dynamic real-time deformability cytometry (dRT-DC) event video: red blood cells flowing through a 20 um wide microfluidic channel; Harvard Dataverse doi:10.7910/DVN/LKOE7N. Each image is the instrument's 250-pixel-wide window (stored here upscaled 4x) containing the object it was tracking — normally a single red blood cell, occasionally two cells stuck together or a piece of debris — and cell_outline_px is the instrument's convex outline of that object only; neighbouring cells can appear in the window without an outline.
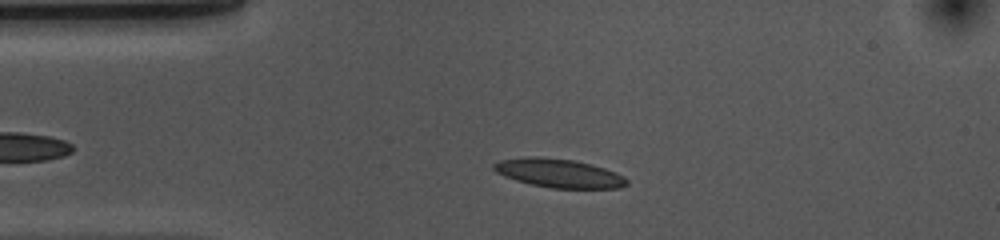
{"species": "common noctule bat (a hibernating species)", "species_latin": "Nyctalus noctula", "temperature_condition": "cold", "stored_images_in_passage": 40, "camera_frame_rate_fps": 3000, "um_per_image_px": 0.085, "animal": {"sex": "female", "body_mass_g": 10.0, "forearm_length_mm": 53.1}, "frame": {"image": 1, "passage_image": 8, "time_ms": 2.333, "image_size_px": [1000, 240], "cell_outline_px": [[628, 184], [620, 188], [552, 188], [532, 184], [516, 180], [504, 176], [496, 172], [492, 168], [492, 164], [500, 160], [524, 156], [536, 156], [572, 160], [592, 164], [616, 172], [624, 176], [628, 180]], "centroid_in_image_um": [47.49, 14.71], "position_along_channel_um": 37.5, "area_um2": 22.31}}
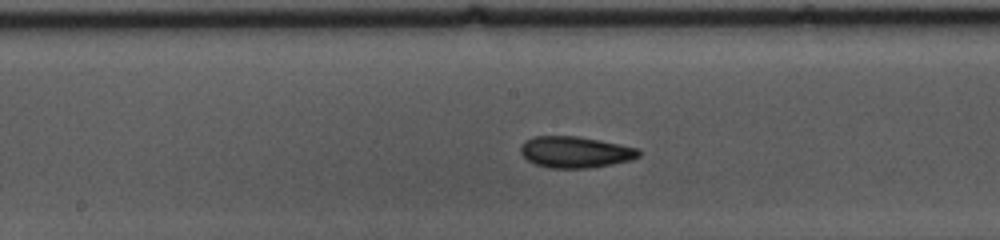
{"frame": {"image": 2, "passage_image": 23, "time_ms": 7.333, "image_size_px": [1000, 240], "cell_outline_px": [[640, 156], [632, 160], [612, 164], [588, 168], [548, 168], [536, 164], [528, 160], [520, 152], [520, 148], [524, 140], [532, 136], [576, 136], [600, 140], [640, 148]], "centroid_in_image_um": [48.91, 12.92], "position_along_channel_um": 199.3, "area_um2": 21.73}}
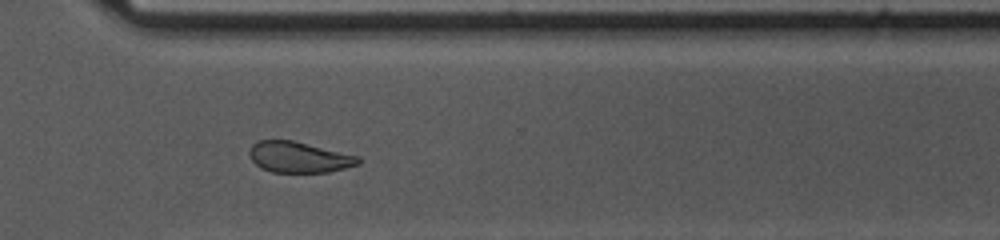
{"frame": {"image": 3, "passage_image": 35, "time_ms": 11.333, "image_size_px": [1000, 240], "cell_outline_px": [[360, 164], [328, 172], [272, 172], [260, 168], [252, 160], [248, 152], [252, 144], [256, 140], [292, 140], [360, 156]], "centroid_in_image_um": [25.39, 13.35], "position_along_channel_um": 345.2, "area_um2": 19.65}, "authors_computed_cell_mechanics": {"area_um2": 21.2126, "velocity_mm_per_s": 3.6566, "shape_relaxation_time_tau1_ms": 6.2577, "shape_relaxation_time_tau2_ms": 3.444, "deformation_change_tau1": 0.1401, "deformation_change_tau2": 0.0976}}